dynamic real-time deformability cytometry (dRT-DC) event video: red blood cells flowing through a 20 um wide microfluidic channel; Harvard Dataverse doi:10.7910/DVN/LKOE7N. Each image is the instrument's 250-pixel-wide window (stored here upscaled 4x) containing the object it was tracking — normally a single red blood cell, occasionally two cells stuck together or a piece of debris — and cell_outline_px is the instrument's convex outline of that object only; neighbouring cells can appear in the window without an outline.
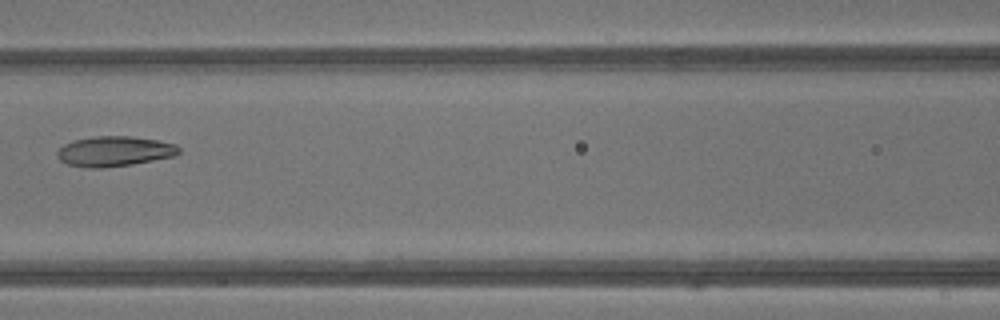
{"species": "common noctule bat (a hibernating species)", "species_latin": "Nyctalus noctula", "temperature_condition": "warm", "stored_images_in_passage": 40, "camera_frame_rate_fps": 3000, "um_per_image_px": 0.085, "animal": {"sex": "male", "body_mass_g": 13.3}, "frame": {"image": 1, "passage_image": 17, "time_ms": 5.333, "image_size_px": [1000, 320], "cell_outline_px": [[180, 152], [172, 156], [132, 164], [104, 168], [88, 168], [68, 164], [60, 160], [56, 156], [56, 152], [64, 144], [72, 140], [96, 136], [132, 136], [156, 140], [176, 144], [180, 148]], "centroid_in_image_um": [9.69, 12.86], "position_along_channel_um": 156.9, "area_um2": 21.33}}
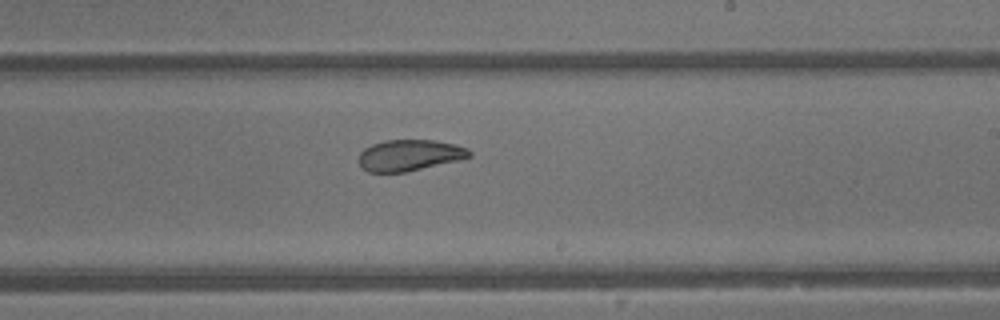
{"frame": {"image": 2, "passage_image": 23, "time_ms": 7.333, "image_size_px": [1000, 320], "cell_outline_px": [[472, 156], [460, 160], [404, 172], [368, 172], [360, 164], [360, 152], [364, 148], [372, 144], [384, 140], [432, 140], [456, 144], [468, 148], [472, 152]], "centroid_in_image_um": [34.84, 13.18], "position_along_channel_um": 254.2, "area_um2": 20.06}}
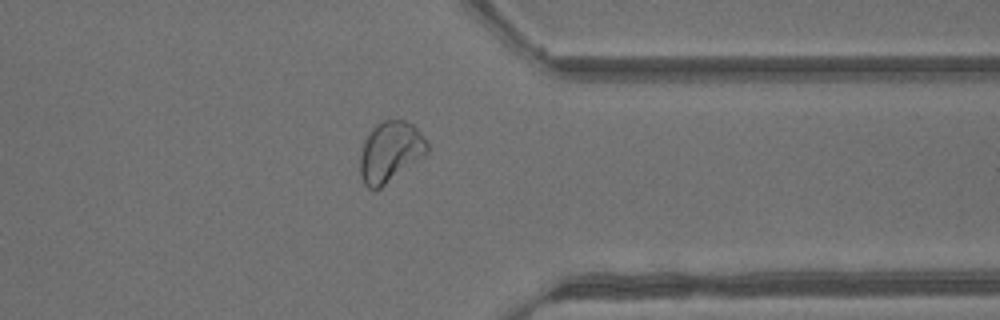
{"frame": {"image": 3, "passage_image": 31, "time_ms": 10.0, "image_size_px": [1000, 320], "cell_outline_px": [[428, 152], [424, 156], [380, 188], [368, 188], [364, 184], [360, 176], [360, 152], [364, 140], [372, 128], [376, 124], [384, 120], [404, 120], [412, 124], [420, 132], [428, 144]], "centroid_in_image_um": [33.15, 12.89], "position_along_channel_um": 378.2, "area_um2": 23.58}, "authors_computed_cell_mechanics": {"area_um2": 24.2471, "velocity_mm_per_s": 4.8868, "shape_relaxation_time_tau1_ms": null, "shape_relaxation_time_tau2_ms": 1.5155, "deformation_change_tau1": null, "deformation_change_tau2": 0.0786}}